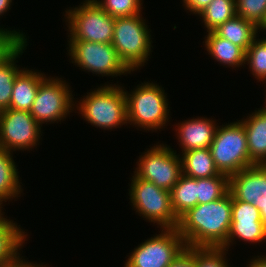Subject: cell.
I'll list each match as a JSON object with an SVG mask.
<instances>
[{
  "label": "cell",
  "mask_w": 266,
  "mask_h": 267,
  "mask_svg": "<svg viewBox=\"0 0 266 267\" xmlns=\"http://www.w3.org/2000/svg\"><path fill=\"white\" fill-rule=\"evenodd\" d=\"M233 196L197 204L179 218L178 232L186 246H223L231 226Z\"/></svg>",
  "instance_id": "1"
},
{
  "label": "cell",
  "mask_w": 266,
  "mask_h": 267,
  "mask_svg": "<svg viewBox=\"0 0 266 267\" xmlns=\"http://www.w3.org/2000/svg\"><path fill=\"white\" fill-rule=\"evenodd\" d=\"M104 83L76 100L74 110L92 127L113 130L128 126L127 103L124 86ZM78 103V104H77Z\"/></svg>",
  "instance_id": "2"
},
{
  "label": "cell",
  "mask_w": 266,
  "mask_h": 267,
  "mask_svg": "<svg viewBox=\"0 0 266 267\" xmlns=\"http://www.w3.org/2000/svg\"><path fill=\"white\" fill-rule=\"evenodd\" d=\"M137 86L129 92L124 88L128 124L137 127L140 131L151 133L165 129L171 119L169 113V99L164 87L156 82H139Z\"/></svg>",
  "instance_id": "3"
},
{
  "label": "cell",
  "mask_w": 266,
  "mask_h": 267,
  "mask_svg": "<svg viewBox=\"0 0 266 267\" xmlns=\"http://www.w3.org/2000/svg\"><path fill=\"white\" fill-rule=\"evenodd\" d=\"M143 15L115 18L112 45L134 73L148 64L153 49L149 26ZM150 30V31H149ZM146 63V64H145Z\"/></svg>",
  "instance_id": "4"
},
{
  "label": "cell",
  "mask_w": 266,
  "mask_h": 267,
  "mask_svg": "<svg viewBox=\"0 0 266 267\" xmlns=\"http://www.w3.org/2000/svg\"><path fill=\"white\" fill-rule=\"evenodd\" d=\"M129 182L130 205L141 219L161 228H177L179 218L175 215L169 190L157 187L153 182L138 178L135 174Z\"/></svg>",
  "instance_id": "5"
},
{
  "label": "cell",
  "mask_w": 266,
  "mask_h": 267,
  "mask_svg": "<svg viewBox=\"0 0 266 267\" xmlns=\"http://www.w3.org/2000/svg\"><path fill=\"white\" fill-rule=\"evenodd\" d=\"M80 3L63 12L68 28L67 40L112 43L115 18L93 0H83Z\"/></svg>",
  "instance_id": "6"
},
{
  "label": "cell",
  "mask_w": 266,
  "mask_h": 267,
  "mask_svg": "<svg viewBox=\"0 0 266 267\" xmlns=\"http://www.w3.org/2000/svg\"><path fill=\"white\" fill-rule=\"evenodd\" d=\"M210 151L216 168L227 176L255 165L249 157L245 128L237 119L225 125L218 124Z\"/></svg>",
  "instance_id": "7"
},
{
  "label": "cell",
  "mask_w": 266,
  "mask_h": 267,
  "mask_svg": "<svg viewBox=\"0 0 266 267\" xmlns=\"http://www.w3.org/2000/svg\"><path fill=\"white\" fill-rule=\"evenodd\" d=\"M68 56L75 67L98 77H121L132 72L120 59L112 43L68 40Z\"/></svg>",
  "instance_id": "8"
},
{
  "label": "cell",
  "mask_w": 266,
  "mask_h": 267,
  "mask_svg": "<svg viewBox=\"0 0 266 267\" xmlns=\"http://www.w3.org/2000/svg\"><path fill=\"white\" fill-rule=\"evenodd\" d=\"M71 88L58 76L49 75L40 83L30 113L41 127L43 124L61 123L74 111L75 98Z\"/></svg>",
  "instance_id": "9"
},
{
  "label": "cell",
  "mask_w": 266,
  "mask_h": 267,
  "mask_svg": "<svg viewBox=\"0 0 266 267\" xmlns=\"http://www.w3.org/2000/svg\"><path fill=\"white\" fill-rule=\"evenodd\" d=\"M147 149V150H146ZM138 156L137 166L133 173L157 187L171 190L182 175V164L179 153L164 142L154 143Z\"/></svg>",
  "instance_id": "10"
},
{
  "label": "cell",
  "mask_w": 266,
  "mask_h": 267,
  "mask_svg": "<svg viewBox=\"0 0 266 267\" xmlns=\"http://www.w3.org/2000/svg\"><path fill=\"white\" fill-rule=\"evenodd\" d=\"M159 233L132 249L123 267H168L186 244L177 228H161Z\"/></svg>",
  "instance_id": "11"
},
{
  "label": "cell",
  "mask_w": 266,
  "mask_h": 267,
  "mask_svg": "<svg viewBox=\"0 0 266 267\" xmlns=\"http://www.w3.org/2000/svg\"><path fill=\"white\" fill-rule=\"evenodd\" d=\"M43 134L29 111L12 108L0 111V147L8 152L32 151Z\"/></svg>",
  "instance_id": "12"
},
{
  "label": "cell",
  "mask_w": 266,
  "mask_h": 267,
  "mask_svg": "<svg viewBox=\"0 0 266 267\" xmlns=\"http://www.w3.org/2000/svg\"><path fill=\"white\" fill-rule=\"evenodd\" d=\"M229 192L261 211V206H266V164L252 165L229 176Z\"/></svg>",
  "instance_id": "13"
},
{
  "label": "cell",
  "mask_w": 266,
  "mask_h": 267,
  "mask_svg": "<svg viewBox=\"0 0 266 267\" xmlns=\"http://www.w3.org/2000/svg\"><path fill=\"white\" fill-rule=\"evenodd\" d=\"M187 119L174 125L181 153L188 150L210 148L218 128L216 120L204 116Z\"/></svg>",
  "instance_id": "14"
},
{
  "label": "cell",
  "mask_w": 266,
  "mask_h": 267,
  "mask_svg": "<svg viewBox=\"0 0 266 267\" xmlns=\"http://www.w3.org/2000/svg\"><path fill=\"white\" fill-rule=\"evenodd\" d=\"M5 213L0 217V267H12L22 258L21 251L28 233L20 228L13 219H7Z\"/></svg>",
  "instance_id": "15"
},
{
  "label": "cell",
  "mask_w": 266,
  "mask_h": 267,
  "mask_svg": "<svg viewBox=\"0 0 266 267\" xmlns=\"http://www.w3.org/2000/svg\"><path fill=\"white\" fill-rule=\"evenodd\" d=\"M254 111L239 121L245 128L250 160L262 165L266 164V109L260 107Z\"/></svg>",
  "instance_id": "16"
},
{
  "label": "cell",
  "mask_w": 266,
  "mask_h": 267,
  "mask_svg": "<svg viewBox=\"0 0 266 267\" xmlns=\"http://www.w3.org/2000/svg\"><path fill=\"white\" fill-rule=\"evenodd\" d=\"M27 67L16 76L12 89L10 108L29 111L36 98L40 83L47 77L41 70Z\"/></svg>",
  "instance_id": "17"
},
{
  "label": "cell",
  "mask_w": 266,
  "mask_h": 267,
  "mask_svg": "<svg viewBox=\"0 0 266 267\" xmlns=\"http://www.w3.org/2000/svg\"><path fill=\"white\" fill-rule=\"evenodd\" d=\"M203 41V45H205L206 54L214 58L219 62L218 64H222L223 67H232L240 68L245 67V55L246 51L233 44L231 41L217 36L213 31H210L206 34Z\"/></svg>",
  "instance_id": "18"
},
{
  "label": "cell",
  "mask_w": 266,
  "mask_h": 267,
  "mask_svg": "<svg viewBox=\"0 0 266 267\" xmlns=\"http://www.w3.org/2000/svg\"><path fill=\"white\" fill-rule=\"evenodd\" d=\"M13 154L0 147V205L7 201L18 199L24 193L20 181L18 165L13 159ZM22 184V185H20ZM22 193V194H21ZM4 202V203H3Z\"/></svg>",
  "instance_id": "19"
},
{
  "label": "cell",
  "mask_w": 266,
  "mask_h": 267,
  "mask_svg": "<svg viewBox=\"0 0 266 267\" xmlns=\"http://www.w3.org/2000/svg\"><path fill=\"white\" fill-rule=\"evenodd\" d=\"M180 155L182 174L191 178H209L219 176L210 148L188 150Z\"/></svg>",
  "instance_id": "20"
},
{
  "label": "cell",
  "mask_w": 266,
  "mask_h": 267,
  "mask_svg": "<svg viewBox=\"0 0 266 267\" xmlns=\"http://www.w3.org/2000/svg\"><path fill=\"white\" fill-rule=\"evenodd\" d=\"M213 32L217 36L225 38L236 46L243 48L245 51L260 33L259 28L253 22L237 15L227 20L224 24L219 25Z\"/></svg>",
  "instance_id": "21"
},
{
  "label": "cell",
  "mask_w": 266,
  "mask_h": 267,
  "mask_svg": "<svg viewBox=\"0 0 266 267\" xmlns=\"http://www.w3.org/2000/svg\"><path fill=\"white\" fill-rule=\"evenodd\" d=\"M23 41L3 62L0 63V111L10 108L12 89L16 76L24 69L16 63L28 46Z\"/></svg>",
  "instance_id": "22"
},
{
  "label": "cell",
  "mask_w": 266,
  "mask_h": 267,
  "mask_svg": "<svg viewBox=\"0 0 266 267\" xmlns=\"http://www.w3.org/2000/svg\"><path fill=\"white\" fill-rule=\"evenodd\" d=\"M170 196L173 211L180 218L198 204V178H191L182 174L170 190Z\"/></svg>",
  "instance_id": "23"
},
{
  "label": "cell",
  "mask_w": 266,
  "mask_h": 267,
  "mask_svg": "<svg viewBox=\"0 0 266 267\" xmlns=\"http://www.w3.org/2000/svg\"><path fill=\"white\" fill-rule=\"evenodd\" d=\"M237 15L235 0H212L197 16L204 23L207 32L215 30L219 25Z\"/></svg>",
  "instance_id": "24"
},
{
  "label": "cell",
  "mask_w": 266,
  "mask_h": 267,
  "mask_svg": "<svg viewBox=\"0 0 266 267\" xmlns=\"http://www.w3.org/2000/svg\"><path fill=\"white\" fill-rule=\"evenodd\" d=\"M249 244L266 243V229L262 221L253 222H231L227 242L223 245L229 249L230 246L236 244L234 241L238 240Z\"/></svg>",
  "instance_id": "25"
},
{
  "label": "cell",
  "mask_w": 266,
  "mask_h": 267,
  "mask_svg": "<svg viewBox=\"0 0 266 267\" xmlns=\"http://www.w3.org/2000/svg\"><path fill=\"white\" fill-rule=\"evenodd\" d=\"M258 35L246 50L245 65L258 82L266 83V37Z\"/></svg>",
  "instance_id": "26"
},
{
  "label": "cell",
  "mask_w": 266,
  "mask_h": 267,
  "mask_svg": "<svg viewBox=\"0 0 266 267\" xmlns=\"http://www.w3.org/2000/svg\"><path fill=\"white\" fill-rule=\"evenodd\" d=\"M229 192V176L221 173L219 176L198 178V204L210 203L221 199Z\"/></svg>",
  "instance_id": "27"
},
{
  "label": "cell",
  "mask_w": 266,
  "mask_h": 267,
  "mask_svg": "<svg viewBox=\"0 0 266 267\" xmlns=\"http://www.w3.org/2000/svg\"><path fill=\"white\" fill-rule=\"evenodd\" d=\"M195 251V267H232L224 246H190ZM230 264V265H229Z\"/></svg>",
  "instance_id": "28"
},
{
  "label": "cell",
  "mask_w": 266,
  "mask_h": 267,
  "mask_svg": "<svg viewBox=\"0 0 266 267\" xmlns=\"http://www.w3.org/2000/svg\"><path fill=\"white\" fill-rule=\"evenodd\" d=\"M114 18L142 14L143 0H93ZM143 6V7H142Z\"/></svg>",
  "instance_id": "29"
},
{
  "label": "cell",
  "mask_w": 266,
  "mask_h": 267,
  "mask_svg": "<svg viewBox=\"0 0 266 267\" xmlns=\"http://www.w3.org/2000/svg\"><path fill=\"white\" fill-rule=\"evenodd\" d=\"M237 16L260 28L266 20V0H235Z\"/></svg>",
  "instance_id": "30"
},
{
  "label": "cell",
  "mask_w": 266,
  "mask_h": 267,
  "mask_svg": "<svg viewBox=\"0 0 266 267\" xmlns=\"http://www.w3.org/2000/svg\"><path fill=\"white\" fill-rule=\"evenodd\" d=\"M261 221L260 211L254 204L236 200L233 197L231 222Z\"/></svg>",
  "instance_id": "31"
},
{
  "label": "cell",
  "mask_w": 266,
  "mask_h": 267,
  "mask_svg": "<svg viewBox=\"0 0 266 267\" xmlns=\"http://www.w3.org/2000/svg\"><path fill=\"white\" fill-rule=\"evenodd\" d=\"M23 41L7 32L0 31V63L3 62Z\"/></svg>",
  "instance_id": "32"
},
{
  "label": "cell",
  "mask_w": 266,
  "mask_h": 267,
  "mask_svg": "<svg viewBox=\"0 0 266 267\" xmlns=\"http://www.w3.org/2000/svg\"><path fill=\"white\" fill-rule=\"evenodd\" d=\"M168 267H195V251L190 246H186Z\"/></svg>",
  "instance_id": "33"
},
{
  "label": "cell",
  "mask_w": 266,
  "mask_h": 267,
  "mask_svg": "<svg viewBox=\"0 0 266 267\" xmlns=\"http://www.w3.org/2000/svg\"><path fill=\"white\" fill-rule=\"evenodd\" d=\"M212 0H182L184 9L192 15H198Z\"/></svg>",
  "instance_id": "34"
},
{
  "label": "cell",
  "mask_w": 266,
  "mask_h": 267,
  "mask_svg": "<svg viewBox=\"0 0 266 267\" xmlns=\"http://www.w3.org/2000/svg\"><path fill=\"white\" fill-rule=\"evenodd\" d=\"M249 264L246 267H266V254L265 255H257L256 257L252 256V259L247 262Z\"/></svg>",
  "instance_id": "35"
},
{
  "label": "cell",
  "mask_w": 266,
  "mask_h": 267,
  "mask_svg": "<svg viewBox=\"0 0 266 267\" xmlns=\"http://www.w3.org/2000/svg\"><path fill=\"white\" fill-rule=\"evenodd\" d=\"M0 31L7 32V33H10V34H12L14 36H17L22 41H29V39H27V38H29V36L27 37L25 32H23L21 30H17V29L16 30L15 29L12 30L11 28L5 29L4 26L3 27L0 26Z\"/></svg>",
  "instance_id": "36"
},
{
  "label": "cell",
  "mask_w": 266,
  "mask_h": 267,
  "mask_svg": "<svg viewBox=\"0 0 266 267\" xmlns=\"http://www.w3.org/2000/svg\"><path fill=\"white\" fill-rule=\"evenodd\" d=\"M29 260H26L24 258H22L16 265L12 266V267H47V264H41L37 262L34 263V261H29Z\"/></svg>",
  "instance_id": "37"
},
{
  "label": "cell",
  "mask_w": 266,
  "mask_h": 267,
  "mask_svg": "<svg viewBox=\"0 0 266 267\" xmlns=\"http://www.w3.org/2000/svg\"><path fill=\"white\" fill-rule=\"evenodd\" d=\"M13 0H0V18L5 16L6 13L11 9V5ZM2 16V17H1Z\"/></svg>",
  "instance_id": "38"
},
{
  "label": "cell",
  "mask_w": 266,
  "mask_h": 267,
  "mask_svg": "<svg viewBox=\"0 0 266 267\" xmlns=\"http://www.w3.org/2000/svg\"><path fill=\"white\" fill-rule=\"evenodd\" d=\"M260 217L266 229V206H261Z\"/></svg>",
  "instance_id": "39"
},
{
  "label": "cell",
  "mask_w": 266,
  "mask_h": 267,
  "mask_svg": "<svg viewBox=\"0 0 266 267\" xmlns=\"http://www.w3.org/2000/svg\"><path fill=\"white\" fill-rule=\"evenodd\" d=\"M259 31H261V32H265L266 31V20L263 23V25L259 28Z\"/></svg>",
  "instance_id": "40"
},
{
  "label": "cell",
  "mask_w": 266,
  "mask_h": 267,
  "mask_svg": "<svg viewBox=\"0 0 266 267\" xmlns=\"http://www.w3.org/2000/svg\"><path fill=\"white\" fill-rule=\"evenodd\" d=\"M3 207L0 205V217L4 214Z\"/></svg>",
  "instance_id": "41"
},
{
  "label": "cell",
  "mask_w": 266,
  "mask_h": 267,
  "mask_svg": "<svg viewBox=\"0 0 266 267\" xmlns=\"http://www.w3.org/2000/svg\"><path fill=\"white\" fill-rule=\"evenodd\" d=\"M264 92H266V90L264 91ZM266 94V93H265ZM265 102H264V107H265V109H266V95H265Z\"/></svg>",
  "instance_id": "42"
}]
</instances>
